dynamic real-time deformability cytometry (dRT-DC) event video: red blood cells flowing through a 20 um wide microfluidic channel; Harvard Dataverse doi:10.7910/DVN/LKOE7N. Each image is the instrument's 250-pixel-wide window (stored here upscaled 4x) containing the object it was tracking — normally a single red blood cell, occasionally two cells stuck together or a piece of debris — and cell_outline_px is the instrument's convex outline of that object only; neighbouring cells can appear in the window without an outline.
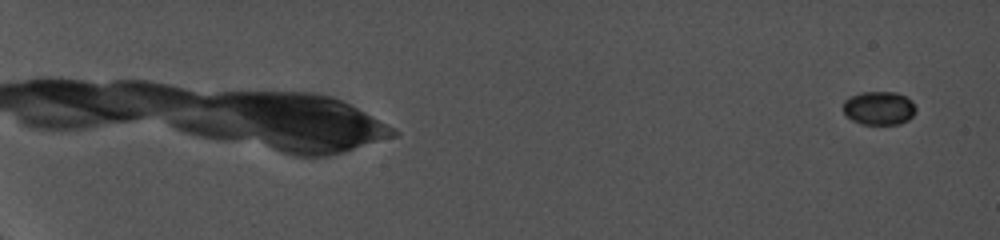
{"species": "common noctule bat (a hibernating species)", "species_latin": "Nyctalus noctula", "temperature_condition": "cold", "stored_images_in_passage": 20, "camera_frame_rate_fps": 5000, "um_per_image_px": 0.085, "animal": {"sex": "female", "body_mass_g": 19.0, "forearm_length_mm": 56.7}, "frame": {"image": 1, "passage_image": 2, "time_ms": 1.0, "image_size_px": [1000, 240], "cell_outline_px": [[916, 112], [908, 120], [900, 124], [860, 124], [852, 120], [844, 112], [844, 100], [860, 92], [896, 92], [912, 100], [916, 108]], "centroid_in_image_um": [74.74, 9.19], "position_along_channel_um": 10.3, "area_um2": 14.22}}
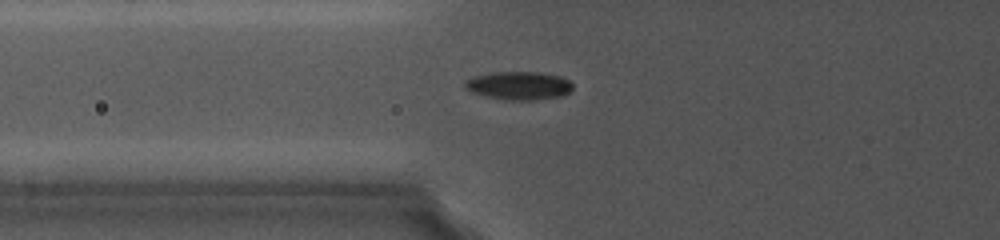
{"frame": {"image": 2, "passage_image": 12, "time_ms": 9.4, "image_size_px": [1000, 240], "cell_outline_px": [[572, 88], [568, 92], [560, 96], [536, 100], [508, 100], [488, 96], [472, 92], [464, 88], [464, 80], [476, 76], [492, 72], [540, 72], [560, 76], [568, 80], [572, 84]], "centroid_in_image_um": [44.09, 7.27], "position_along_channel_um": 81.7, "area_um2": 17.63}}
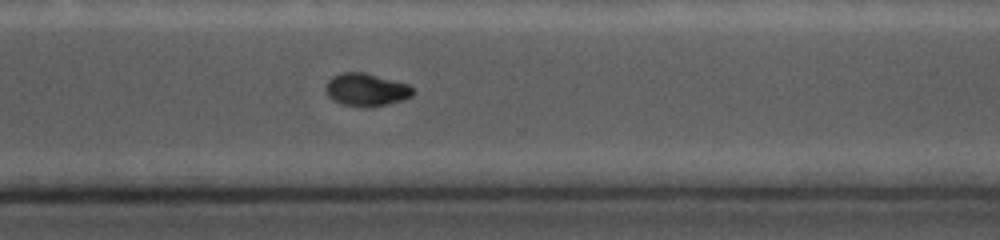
{"frame": {"image": 3, "passage_image": 20, "time_ms": 16.2, "image_size_px": [1000, 240], "cell_outline_px": [[416, 92], [412, 96], [400, 100], [372, 108], [368, 108], [344, 104], [332, 100], [328, 96], [324, 88], [328, 80], [332, 76], [340, 72], [364, 72], [408, 84]], "centroid_in_image_um": [31.1, 7.62], "position_along_channel_um": 339.5, "area_um2": 16.76}}